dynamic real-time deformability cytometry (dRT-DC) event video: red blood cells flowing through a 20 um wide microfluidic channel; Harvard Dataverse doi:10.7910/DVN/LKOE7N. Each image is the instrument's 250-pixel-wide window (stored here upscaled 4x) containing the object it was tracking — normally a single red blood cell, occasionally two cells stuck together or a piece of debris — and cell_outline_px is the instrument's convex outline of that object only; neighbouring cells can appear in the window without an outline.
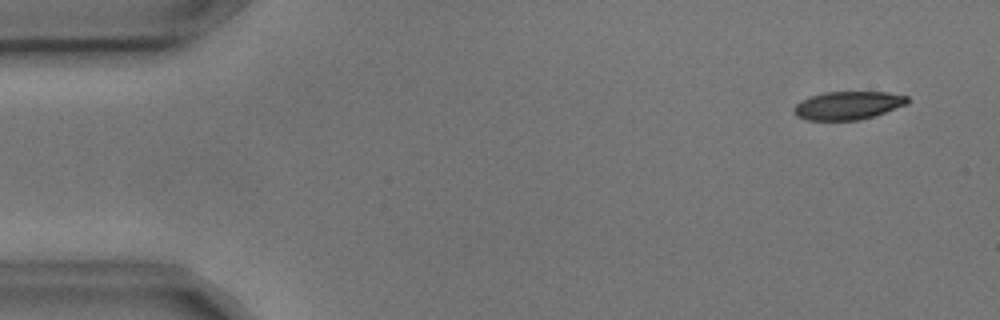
{"species": "common noctule bat (a hibernating species)", "species_latin": "Nyctalus noctula", "temperature_condition": "cold", "stored_images_in_passage": 10, "camera_frame_rate_fps": 3000, "um_per_image_px": 0.085, "animal": {"sex": "male", "body_mass_g": 17.9, "forearm_length_mm": 54.2}, "frame": {"image": 1, "passage_image": 1, "time_ms": 0.0, "image_size_px": [1000, 320], "cell_outline_px": [[908, 104], [876, 116], [860, 120], [808, 120], [796, 116], [792, 112], [792, 108], [800, 100], [824, 92], [888, 92], [908, 96]], "centroid_in_image_um": [72.08, 8.97], "position_along_channel_um": 12.9, "area_um2": 18.9}}
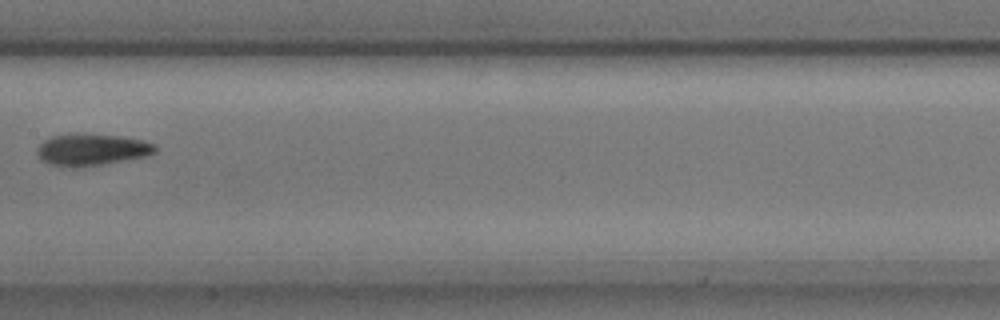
{"frame": {"image": 2, "passage_image": 7, "time_ms": 2.0, "image_size_px": [1000, 320], "cell_outline_px": [[156, 152], [148, 156], [104, 164], [72, 168], [68, 168], [48, 164], [40, 160], [36, 152], [36, 148], [44, 140], [52, 136], [120, 136], [144, 140], [156, 144]], "centroid_in_image_um": [7.8, 12.77], "position_along_channel_um": 199.6, "area_um2": 21.5}}
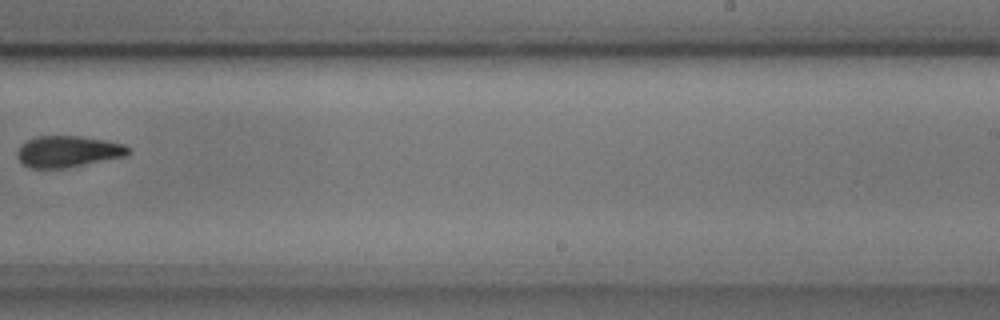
{"frame": {"image": 3, "passage_image": 9, "time_ms": 2.667, "image_size_px": [1000, 320], "cell_outline_px": [[132, 152], [124, 156], [64, 168], [32, 168], [24, 164], [16, 156], [16, 152], [20, 144], [36, 136], [80, 136], [104, 140], [124, 144], [132, 148]], "centroid_in_image_um": [5.77, 12.86], "position_along_channel_um": 283.2, "area_um2": 20.23}}